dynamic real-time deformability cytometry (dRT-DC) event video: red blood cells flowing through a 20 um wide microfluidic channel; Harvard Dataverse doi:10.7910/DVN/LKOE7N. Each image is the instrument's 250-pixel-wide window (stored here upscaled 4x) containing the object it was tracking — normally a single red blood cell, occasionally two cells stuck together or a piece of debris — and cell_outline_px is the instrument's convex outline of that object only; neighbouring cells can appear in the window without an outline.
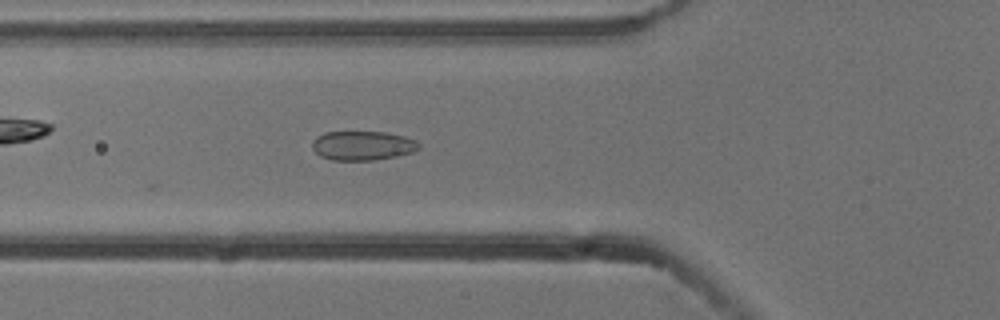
{"species": "common noctule bat (a hibernating species)", "species_latin": "Nyctalus noctula", "temperature_condition": "cold", "stored_images_in_passage": 5, "camera_frame_rate_fps": 3000, "um_per_image_px": 0.085, "animal": {"sex": "male", "body_mass_g": 13.3}, "frame": {"image": 1, "passage_image": 5, "time_ms": 1.333, "image_size_px": [1000, 320], "cell_outline_px": [[420, 148], [412, 152], [400, 156], [372, 160], [332, 160], [320, 156], [312, 148], [312, 140], [316, 136], [324, 132], [384, 132], [404, 136], [416, 140], [420, 144]], "centroid_in_image_um": [30.82, 12.38], "position_along_channel_um": 95.0, "area_um2": 18.32}}